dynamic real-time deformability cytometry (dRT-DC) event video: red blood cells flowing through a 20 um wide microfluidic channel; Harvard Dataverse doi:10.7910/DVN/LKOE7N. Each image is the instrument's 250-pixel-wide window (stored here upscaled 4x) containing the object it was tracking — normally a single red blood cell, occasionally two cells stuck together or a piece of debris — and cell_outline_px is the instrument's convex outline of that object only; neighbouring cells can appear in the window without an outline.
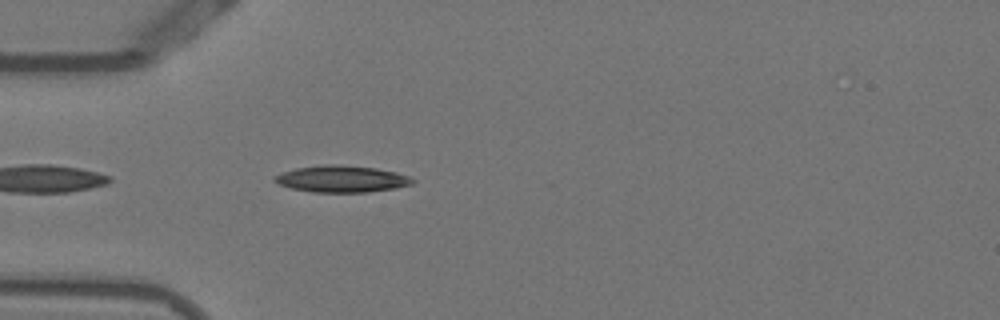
{"species": "Egyptian fruit bat (a non-hibernating species)", "species_latin": "Rousettus aegyptiacus", "temperature_condition": "warm", "stored_images_in_passage": 40, "camera_frame_rate_fps": 3000, "um_per_image_px": 0.085, "animal": {"sex": "female"}, "frame": {"image": 1, "passage_image": 3, "time_ms": 0.667, "image_size_px": [1000, 320], "cell_outline_px": [[416, 180], [412, 184], [396, 188], [368, 192], [312, 192], [292, 188], [280, 184], [272, 180], [272, 176], [296, 168], [324, 164], [336, 164], [376, 168], [396, 172], [408, 176]], "centroid_in_image_um": [29.05, 15.2], "position_along_channel_um": 56.0, "area_um2": 21.44}}
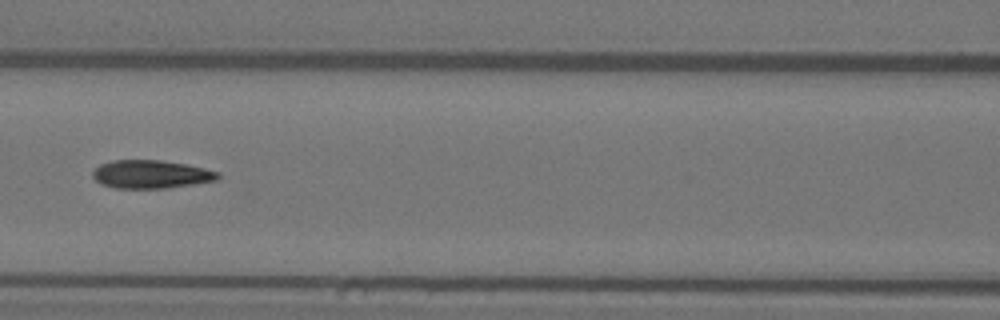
{"frame": {"image": 2, "passage_image": 11, "time_ms": 3.333, "image_size_px": [1000, 320], "cell_outline_px": [[220, 176], [216, 180], [168, 188], [116, 188], [100, 184], [92, 176], [92, 172], [100, 164], [112, 160], [160, 160], [188, 164], [220, 172]], "centroid_in_image_um": [12.83, 14.81], "position_along_channel_um": 153.8, "area_um2": 20.63}}
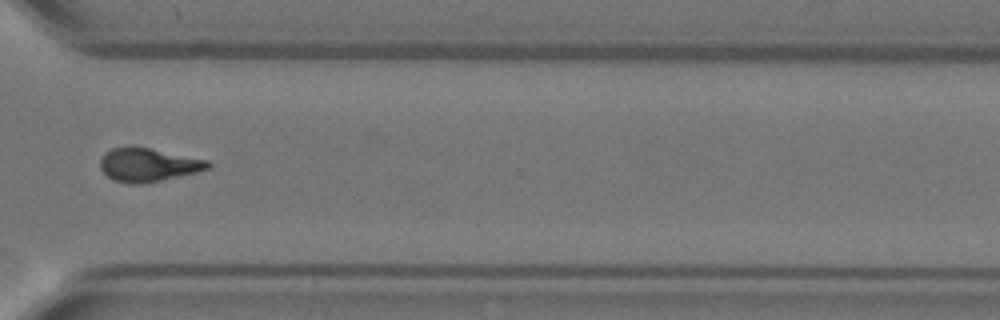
{"frame": {"image": 3, "passage_image": 27, "time_ms": 8.667, "image_size_px": [1000, 320], "cell_outline_px": [[212, 168], [196, 172], [144, 184], [128, 184], [112, 180], [100, 168], [100, 160], [104, 152], [112, 148], [132, 144], [208, 160], [212, 164]], "centroid_in_image_um": [12.57, 13.99], "position_along_channel_um": 358.0, "area_um2": 21.5}}